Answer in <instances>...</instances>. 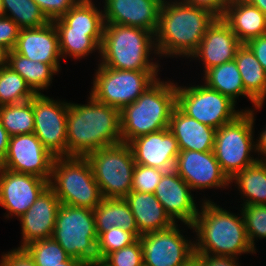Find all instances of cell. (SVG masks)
Instances as JSON below:
<instances>
[{
    "label": "cell",
    "mask_w": 266,
    "mask_h": 266,
    "mask_svg": "<svg viewBox=\"0 0 266 266\" xmlns=\"http://www.w3.org/2000/svg\"><path fill=\"white\" fill-rule=\"evenodd\" d=\"M88 104L70 103L67 112V157H86L122 143L120 110L88 97Z\"/></svg>",
    "instance_id": "obj_1"
},
{
    "label": "cell",
    "mask_w": 266,
    "mask_h": 266,
    "mask_svg": "<svg viewBox=\"0 0 266 266\" xmlns=\"http://www.w3.org/2000/svg\"><path fill=\"white\" fill-rule=\"evenodd\" d=\"M216 18L210 11L181 0H164L154 34L157 54L164 57H191Z\"/></svg>",
    "instance_id": "obj_2"
},
{
    "label": "cell",
    "mask_w": 266,
    "mask_h": 266,
    "mask_svg": "<svg viewBox=\"0 0 266 266\" xmlns=\"http://www.w3.org/2000/svg\"><path fill=\"white\" fill-rule=\"evenodd\" d=\"M201 205L192 224L197 236L193 241L195 253L236 258L242 253H256L249 243L242 212L238 217L207 199Z\"/></svg>",
    "instance_id": "obj_3"
},
{
    "label": "cell",
    "mask_w": 266,
    "mask_h": 266,
    "mask_svg": "<svg viewBox=\"0 0 266 266\" xmlns=\"http://www.w3.org/2000/svg\"><path fill=\"white\" fill-rule=\"evenodd\" d=\"M176 107V84L158 78L133 103L120 111L122 143L169 127Z\"/></svg>",
    "instance_id": "obj_4"
},
{
    "label": "cell",
    "mask_w": 266,
    "mask_h": 266,
    "mask_svg": "<svg viewBox=\"0 0 266 266\" xmlns=\"http://www.w3.org/2000/svg\"><path fill=\"white\" fill-rule=\"evenodd\" d=\"M152 50L156 55L154 33L139 27L104 24L99 65L119 70L159 71L160 65L149 60Z\"/></svg>",
    "instance_id": "obj_5"
},
{
    "label": "cell",
    "mask_w": 266,
    "mask_h": 266,
    "mask_svg": "<svg viewBox=\"0 0 266 266\" xmlns=\"http://www.w3.org/2000/svg\"><path fill=\"white\" fill-rule=\"evenodd\" d=\"M49 187L61 204L94 209L103 199L86 157H56Z\"/></svg>",
    "instance_id": "obj_6"
},
{
    "label": "cell",
    "mask_w": 266,
    "mask_h": 266,
    "mask_svg": "<svg viewBox=\"0 0 266 266\" xmlns=\"http://www.w3.org/2000/svg\"><path fill=\"white\" fill-rule=\"evenodd\" d=\"M254 114L253 109H245L234 120L216 129L213 151L228 179L259 160L251 157L253 150L256 153Z\"/></svg>",
    "instance_id": "obj_7"
},
{
    "label": "cell",
    "mask_w": 266,
    "mask_h": 266,
    "mask_svg": "<svg viewBox=\"0 0 266 266\" xmlns=\"http://www.w3.org/2000/svg\"><path fill=\"white\" fill-rule=\"evenodd\" d=\"M52 238L70 257L85 264L98 259L93 209L60 204Z\"/></svg>",
    "instance_id": "obj_8"
},
{
    "label": "cell",
    "mask_w": 266,
    "mask_h": 266,
    "mask_svg": "<svg viewBox=\"0 0 266 266\" xmlns=\"http://www.w3.org/2000/svg\"><path fill=\"white\" fill-rule=\"evenodd\" d=\"M86 158L103 198H125L132 191L136 163L129 144L101 148Z\"/></svg>",
    "instance_id": "obj_9"
},
{
    "label": "cell",
    "mask_w": 266,
    "mask_h": 266,
    "mask_svg": "<svg viewBox=\"0 0 266 266\" xmlns=\"http://www.w3.org/2000/svg\"><path fill=\"white\" fill-rule=\"evenodd\" d=\"M157 76L158 71L119 70L98 65L90 96L121 111L150 87Z\"/></svg>",
    "instance_id": "obj_10"
},
{
    "label": "cell",
    "mask_w": 266,
    "mask_h": 266,
    "mask_svg": "<svg viewBox=\"0 0 266 266\" xmlns=\"http://www.w3.org/2000/svg\"><path fill=\"white\" fill-rule=\"evenodd\" d=\"M176 106L188 117L215 129L243 112V109L235 110L236 103L229 97L206 84L184 87L176 83Z\"/></svg>",
    "instance_id": "obj_11"
},
{
    "label": "cell",
    "mask_w": 266,
    "mask_h": 266,
    "mask_svg": "<svg viewBox=\"0 0 266 266\" xmlns=\"http://www.w3.org/2000/svg\"><path fill=\"white\" fill-rule=\"evenodd\" d=\"M68 106L43 93L33 97L34 134L55 157H67Z\"/></svg>",
    "instance_id": "obj_12"
},
{
    "label": "cell",
    "mask_w": 266,
    "mask_h": 266,
    "mask_svg": "<svg viewBox=\"0 0 266 266\" xmlns=\"http://www.w3.org/2000/svg\"><path fill=\"white\" fill-rule=\"evenodd\" d=\"M55 158L34 133L14 135L9 138L8 151L0 167L50 181Z\"/></svg>",
    "instance_id": "obj_13"
},
{
    "label": "cell",
    "mask_w": 266,
    "mask_h": 266,
    "mask_svg": "<svg viewBox=\"0 0 266 266\" xmlns=\"http://www.w3.org/2000/svg\"><path fill=\"white\" fill-rule=\"evenodd\" d=\"M180 231L175 223L168 229L141 235L143 266H180L193 255L194 242Z\"/></svg>",
    "instance_id": "obj_14"
},
{
    "label": "cell",
    "mask_w": 266,
    "mask_h": 266,
    "mask_svg": "<svg viewBox=\"0 0 266 266\" xmlns=\"http://www.w3.org/2000/svg\"><path fill=\"white\" fill-rule=\"evenodd\" d=\"M48 186L46 179L0 167V205L8 211L5 217L20 218Z\"/></svg>",
    "instance_id": "obj_15"
},
{
    "label": "cell",
    "mask_w": 266,
    "mask_h": 266,
    "mask_svg": "<svg viewBox=\"0 0 266 266\" xmlns=\"http://www.w3.org/2000/svg\"><path fill=\"white\" fill-rule=\"evenodd\" d=\"M174 170L192 191L225 188L230 184L228 177L221 170L214 151L180 150Z\"/></svg>",
    "instance_id": "obj_16"
},
{
    "label": "cell",
    "mask_w": 266,
    "mask_h": 266,
    "mask_svg": "<svg viewBox=\"0 0 266 266\" xmlns=\"http://www.w3.org/2000/svg\"><path fill=\"white\" fill-rule=\"evenodd\" d=\"M191 190L190 186L172 169L165 171L154 192L170 218L175 223L178 222L176 219L180 220L190 229L199 210Z\"/></svg>",
    "instance_id": "obj_17"
},
{
    "label": "cell",
    "mask_w": 266,
    "mask_h": 266,
    "mask_svg": "<svg viewBox=\"0 0 266 266\" xmlns=\"http://www.w3.org/2000/svg\"><path fill=\"white\" fill-rule=\"evenodd\" d=\"M136 164L170 171L180 152L178 141L169 128L151 132L129 143Z\"/></svg>",
    "instance_id": "obj_18"
},
{
    "label": "cell",
    "mask_w": 266,
    "mask_h": 266,
    "mask_svg": "<svg viewBox=\"0 0 266 266\" xmlns=\"http://www.w3.org/2000/svg\"><path fill=\"white\" fill-rule=\"evenodd\" d=\"M164 0H104V23L139 27L156 33Z\"/></svg>",
    "instance_id": "obj_19"
},
{
    "label": "cell",
    "mask_w": 266,
    "mask_h": 266,
    "mask_svg": "<svg viewBox=\"0 0 266 266\" xmlns=\"http://www.w3.org/2000/svg\"><path fill=\"white\" fill-rule=\"evenodd\" d=\"M60 204L55 192L48 186L32 206L18 218L21 222L23 241L18 248H23L36 240L52 237Z\"/></svg>",
    "instance_id": "obj_20"
},
{
    "label": "cell",
    "mask_w": 266,
    "mask_h": 266,
    "mask_svg": "<svg viewBox=\"0 0 266 266\" xmlns=\"http://www.w3.org/2000/svg\"><path fill=\"white\" fill-rule=\"evenodd\" d=\"M242 45L222 18H216L207 28L196 52L190 58L203 61L204 73L215 66L233 61Z\"/></svg>",
    "instance_id": "obj_21"
},
{
    "label": "cell",
    "mask_w": 266,
    "mask_h": 266,
    "mask_svg": "<svg viewBox=\"0 0 266 266\" xmlns=\"http://www.w3.org/2000/svg\"><path fill=\"white\" fill-rule=\"evenodd\" d=\"M16 53L33 60L52 65L60 70L59 36L53 21L38 28L20 29Z\"/></svg>",
    "instance_id": "obj_22"
},
{
    "label": "cell",
    "mask_w": 266,
    "mask_h": 266,
    "mask_svg": "<svg viewBox=\"0 0 266 266\" xmlns=\"http://www.w3.org/2000/svg\"><path fill=\"white\" fill-rule=\"evenodd\" d=\"M168 128L180 150L209 152L214 149L216 129L188 117L177 106L171 113Z\"/></svg>",
    "instance_id": "obj_23"
},
{
    "label": "cell",
    "mask_w": 266,
    "mask_h": 266,
    "mask_svg": "<svg viewBox=\"0 0 266 266\" xmlns=\"http://www.w3.org/2000/svg\"><path fill=\"white\" fill-rule=\"evenodd\" d=\"M124 199L141 235L165 230L175 224L154 193L131 191Z\"/></svg>",
    "instance_id": "obj_24"
},
{
    "label": "cell",
    "mask_w": 266,
    "mask_h": 266,
    "mask_svg": "<svg viewBox=\"0 0 266 266\" xmlns=\"http://www.w3.org/2000/svg\"><path fill=\"white\" fill-rule=\"evenodd\" d=\"M221 18L242 44L266 34V15L245 0H234Z\"/></svg>",
    "instance_id": "obj_25"
},
{
    "label": "cell",
    "mask_w": 266,
    "mask_h": 266,
    "mask_svg": "<svg viewBox=\"0 0 266 266\" xmlns=\"http://www.w3.org/2000/svg\"><path fill=\"white\" fill-rule=\"evenodd\" d=\"M93 213L98 237L112 227L132 232L138 239L141 236L133 213L124 198H103L93 209Z\"/></svg>",
    "instance_id": "obj_26"
},
{
    "label": "cell",
    "mask_w": 266,
    "mask_h": 266,
    "mask_svg": "<svg viewBox=\"0 0 266 266\" xmlns=\"http://www.w3.org/2000/svg\"><path fill=\"white\" fill-rule=\"evenodd\" d=\"M234 60L241 74L245 91L257 102L254 106L255 110L262 108L266 98L265 70L246 44L238 48Z\"/></svg>",
    "instance_id": "obj_27"
},
{
    "label": "cell",
    "mask_w": 266,
    "mask_h": 266,
    "mask_svg": "<svg viewBox=\"0 0 266 266\" xmlns=\"http://www.w3.org/2000/svg\"><path fill=\"white\" fill-rule=\"evenodd\" d=\"M204 84L237 102L239 96H246L253 103L257 102L245 91L241 74L235 60L212 67L204 73Z\"/></svg>",
    "instance_id": "obj_28"
},
{
    "label": "cell",
    "mask_w": 266,
    "mask_h": 266,
    "mask_svg": "<svg viewBox=\"0 0 266 266\" xmlns=\"http://www.w3.org/2000/svg\"><path fill=\"white\" fill-rule=\"evenodd\" d=\"M61 19L72 30L88 31V35L101 45L104 15L92 0H79Z\"/></svg>",
    "instance_id": "obj_29"
},
{
    "label": "cell",
    "mask_w": 266,
    "mask_h": 266,
    "mask_svg": "<svg viewBox=\"0 0 266 266\" xmlns=\"http://www.w3.org/2000/svg\"><path fill=\"white\" fill-rule=\"evenodd\" d=\"M7 65L18 73L35 94L47 89L52 83L53 75L58 71L50 64L35 62L14 50L8 51Z\"/></svg>",
    "instance_id": "obj_30"
},
{
    "label": "cell",
    "mask_w": 266,
    "mask_h": 266,
    "mask_svg": "<svg viewBox=\"0 0 266 266\" xmlns=\"http://www.w3.org/2000/svg\"><path fill=\"white\" fill-rule=\"evenodd\" d=\"M229 182L236 183L240 194L245 196L241 205L266 204V161L258 160L236 173Z\"/></svg>",
    "instance_id": "obj_31"
},
{
    "label": "cell",
    "mask_w": 266,
    "mask_h": 266,
    "mask_svg": "<svg viewBox=\"0 0 266 266\" xmlns=\"http://www.w3.org/2000/svg\"><path fill=\"white\" fill-rule=\"evenodd\" d=\"M53 23L58 32L62 58L71 56L81 59L95 50H100V45L88 35V31L72 30L61 18L53 20Z\"/></svg>",
    "instance_id": "obj_32"
},
{
    "label": "cell",
    "mask_w": 266,
    "mask_h": 266,
    "mask_svg": "<svg viewBox=\"0 0 266 266\" xmlns=\"http://www.w3.org/2000/svg\"><path fill=\"white\" fill-rule=\"evenodd\" d=\"M0 119L10 137L34 133L33 98L18 104L1 105Z\"/></svg>",
    "instance_id": "obj_33"
},
{
    "label": "cell",
    "mask_w": 266,
    "mask_h": 266,
    "mask_svg": "<svg viewBox=\"0 0 266 266\" xmlns=\"http://www.w3.org/2000/svg\"><path fill=\"white\" fill-rule=\"evenodd\" d=\"M2 7L4 16L11 18L20 29L38 28L50 22L33 0H2Z\"/></svg>",
    "instance_id": "obj_34"
},
{
    "label": "cell",
    "mask_w": 266,
    "mask_h": 266,
    "mask_svg": "<svg viewBox=\"0 0 266 266\" xmlns=\"http://www.w3.org/2000/svg\"><path fill=\"white\" fill-rule=\"evenodd\" d=\"M36 94L10 66L0 68V106L31 100Z\"/></svg>",
    "instance_id": "obj_35"
},
{
    "label": "cell",
    "mask_w": 266,
    "mask_h": 266,
    "mask_svg": "<svg viewBox=\"0 0 266 266\" xmlns=\"http://www.w3.org/2000/svg\"><path fill=\"white\" fill-rule=\"evenodd\" d=\"M23 249L33 259L36 266L60 265L70 257L52 237L33 241Z\"/></svg>",
    "instance_id": "obj_36"
},
{
    "label": "cell",
    "mask_w": 266,
    "mask_h": 266,
    "mask_svg": "<svg viewBox=\"0 0 266 266\" xmlns=\"http://www.w3.org/2000/svg\"><path fill=\"white\" fill-rule=\"evenodd\" d=\"M242 212L247 237L250 245L256 250L255 240L266 239V204L242 205Z\"/></svg>",
    "instance_id": "obj_37"
},
{
    "label": "cell",
    "mask_w": 266,
    "mask_h": 266,
    "mask_svg": "<svg viewBox=\"0 0 266 266\" xmlns=\"http://www.w3.org/2000/svg\"><path fill=\"white\" fill-rule=\"evenodd\" d=\"M138 238L122 228L112 227L103 232L97 241L98 259H104L108 254L135 243Z\"/></svg>",
    "instance_id": "obj_38"
},
{
    "label": "cell",
    "mask_w": 266,
    "mask_h": 266,
    "mask_svg": "<svg viewBox=\"0 0 266 266\" xmlns=\"http://www.w3.org/2000/svg\"><path fill=\"white\" fill-rule=\"evenodd\" d=\"M164 173L162 169L136 164L133 171L132 191L154 193Z\"/></svg>",
    "instance_id": "obj_39"
},
{
    "label": "cell",
    "mask_w": 266,
    "mask_h": 266,
    "mask_svg": "<svg viewBox=\"0 0 266 266\" xmlns=\"http://www.w3.org/2000/svg\"><path fill=\"white\" fill-rule=\"evenodd\" d=\"M103 260L110 266H143L140 240L138 239L135 243L108 254Z\"/></svg>",
    "instance_id": "obj_40"
},
{
    "label": "cell",
    "mask_w": 266,
    "mask_h": 266,
    "mask_svg": "<svg viewBox=\"0 0 266 266\" xmlns=\"http://www.w3.org/2000/svg\"><path fill=\"white\" fill-rule=\"evenodd\" d=\"M49 21L61 18L79 0H33Z\"/></svg>",
    "instance_id": "obj_41"
},
{
    "label": "cell",
    "mask_w": 266,
    "mask_h": 266,
    "mask_svg": "<svg viewBox=\"0 0 266 266\" xmlns=\"http://www.w3.org/2000/svg\"><path fill=\"white\" fill-rule=\"evenodd\" d=\"M20 28L11 18L0 17V44L8 51L15 48Z\"/></svg>",
    "instance_id": "obj_42"
},
{
    "label": "cell",
    "mask_w": 266,
    "mask_h": 266,
    "mask_svg": "<svg viewBox=\"0 0 266 266\" xmlns=\"http://www.w3.org/2000/svg\"><path fill=\"white\" fill-rule=\"evenodd\" d=\"M0 266H36L23 248H15L2 255Z\"/></svg>",
    "instance_id": "obj_43"
},
{
    "label": "cell",
    "mask_w": 266,
    "mask_h": 266,
    "mask_svg": "<svg viewBox=\"0 0 266 266\" xmlns=\"http://www.w3.org/2000/svg\"><path fill=\"white\" fill-rule=\"evenodd\" d=\"M185 4L204 8L213 13L217 18H221L223 12L234 0H181Z\"/></svg>",
    "instance_id": "obj_44"
},
{
    "label": "cell",
    "mask_w": 266,
    "mask_h": 266,
    "mask_svg": "<svg viewBox=\"0 0 266 266\" xmlns=\"http://www.w3.org/2000/svg\"><path fill=\"white\" fill-rule=\"evenodd\" d=\"M246 45L254 53L266 72V34L249 40Z\"/></svg>",
    "instance_id": "obj_45"
},
{
    "label": "cell",
    "mask_w": 266,
    "mask_h": 266,
    "mask_svg": "<svg viewBox=\"0 0 266 266\" xmlns=\"http://www.w3.org/2000/svg\"><path fill=\"white\" fill-rule=\"evenodd\" d=\"M202 258V266H240L236 257L196 253Z\"/></svg>",
    "instance_id": "obj_46"
},
{
    "label": "cell",
    "mask_w": 266,
    "mask_h": 266,
    "mask_svg": "<svg viewBox=\"0 0 266 266\" xmlns=\"http://www.w3.org/2000/svg\"><path fill=\"white\" fill-rule=\"evenodd\" d=\"M9 138L7 131L2 126L1 119H0V164L4 161L7 151H8V144Z\"/></svg>",
    "instance_id": "obj_47"
},
{
    "label": "cell",
    "mask_w": 266,
    "mask_h": 266,
    "mask_svg": "<svg viewBox=\"0 0 266 266\" xmlns=\"http://www.w3.org/2000/svg\"><path fill=\"white\" fill-rule=\"evenodd\" d=\"M256 144H255V151L259 153L258 155H262L263 157H260V161H266V127L263 129V131L260 133L259 140L256 139ZM261 153V154H260Z\"/></svg>",
    "instance_id": "obj_48"
},
{
    "label": "cell",
    "mask_w": 266,
    "mask_h": 266,
    "mask_svg": "<svg viewBox=\"0 0 266 266\" xmlns=\"http://www.w3.org/2000/svg\"><path fill=\"white\" fill-rule=\"evenodd\" d=\"M180 266H202V258L194 253Z\"/></svg>",
    "instance_id": "obj_49"
},
{
    "label": "cell",
    "mask_w": 266,
    "mask_h": 266,
    "mask_svg": "<svg viewBox=\"0 0 266 266\" xmlns=\"http://www.w3.org/2000/svg\"><path fill=\"white\" fill-rule=\"evenodd\" d=\"M53 266H85V263L77 258L69 257L66 261L60 263V265Z\"/></svg>",
    "instance_id": "obj_50"
},
{
    "label": "cell",
    "mask_w": 266,
    "mask_h": 266,
    "mask_svg": "<svg viewBox=\"0 0 266 266\" xmlns=\"http://www.w3.org/2000/svg\"><path fill=\"white\" fill-rule=\"evenodd\" d=\"M245 1L259 8L266 15V0H245Z\"/></svg>",
    "instance_id": "obj_51"
},
{
    "label": "cell",
    "mask_w": 266,
    "mask_h": 266,
    "mask_svg": "<svg viewBox=\"0 0 266 266\" xmlns=\"http://www.w3.org/2000/svg\"><path fill=\"white\" fill-rule=\"evenodd\" d=\"M8 50L0 44V68L7 65Z\"/></svg>",
    "instance_id": "obj_52"
},
{
    "label": "cell",
    "mask_w": 266,
    "mask_h": 266,
    "mask_svg": "<svg viewBox=\"0 0 266 266\" xmlns=\"http://www.w3.org/2000/svg\"><path fill=\"white\" fill-rule=\"evenodd\" d=\"M85 266H110L103 259H95L85 264Z\"/></svg>",
    "instance_id": "obj_53"
},
{
    "label": "cell",
    "mask_w": 266,
    "mask_h": 266,
    "mask_svg": "<svg viewBox=\"0 0 266 266\" xmlns=\"http://www.w3.org/2000/svg\"><path fill=\"white\" fill-rule=\"evenodd\" d=\"M4 16V11H3V7H2V0H0V17Z\"/></svg>",
    "instance_id": "obj_54"
}]
</instances>
